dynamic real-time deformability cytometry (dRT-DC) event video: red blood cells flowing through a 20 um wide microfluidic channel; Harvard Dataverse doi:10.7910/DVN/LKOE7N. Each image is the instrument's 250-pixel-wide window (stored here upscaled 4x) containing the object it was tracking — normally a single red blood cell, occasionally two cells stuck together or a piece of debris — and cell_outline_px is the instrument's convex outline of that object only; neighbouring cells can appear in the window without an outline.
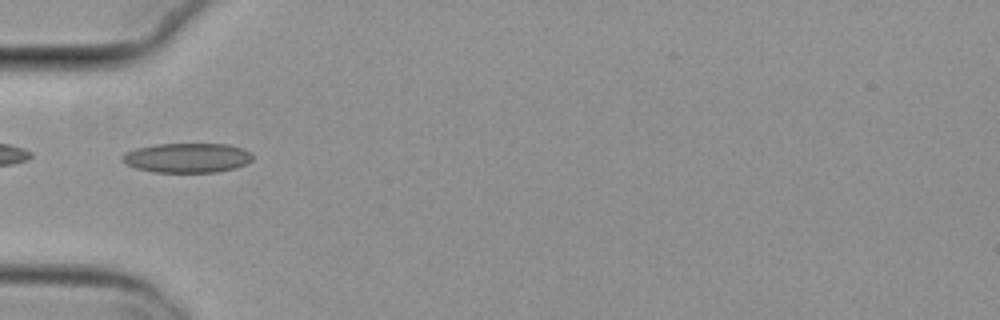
{"species": "common noctule bat (a hibernating species)", "species_latin": "Nyctalus noctula", "temperature_condition": "cold", "stored_images_in_passage": 6, "camera_frame_rate_fps": 3000, "um_per_image_px": 0.085, "animal": {"sex": "female", "body_mass_g": 29.2, "forearm_length_mm": 56.3}, "frame": {"image": 1, "passage_image": 6, "time_ms": 1.667, "image_size_px": [1000, 320], "cell_outline_px": [[252, 160], [236, 168], [216, 172], [152, 172], [136, 168], [124, 164], [120, 160], [120, 156], [136, 148], [156, 144], [228, 144], [244, 148], [252, 152]], "centroid_in_image_um": [15.9, 13.41], "position_along_channel_um": 69.1, "area_um2": 22.66}}